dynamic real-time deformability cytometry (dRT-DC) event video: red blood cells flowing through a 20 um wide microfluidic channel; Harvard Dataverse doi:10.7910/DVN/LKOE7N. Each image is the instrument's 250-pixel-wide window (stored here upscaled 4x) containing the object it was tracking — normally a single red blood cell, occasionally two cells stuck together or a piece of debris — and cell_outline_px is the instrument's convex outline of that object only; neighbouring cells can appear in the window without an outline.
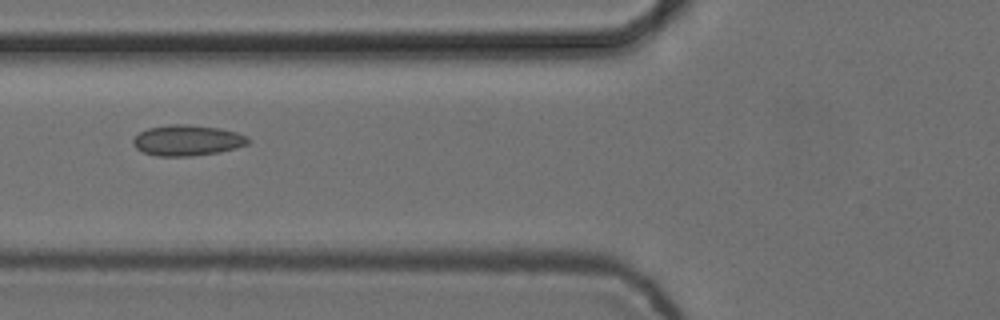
{"species": "common noctule bat (a hibernating species)", "species_latin": "Nyctalus noctula", "temperature_condition": "cold", "stored_images_in_passage": 8, "camera_frame_rate_fps": 3000, "um_per_image_px": 0.085, "animal": {"sex": "female", "body_mass_g": 24.6, "forearm_length_mm": 56.2}, "frame": {"image": 1, "passage_image": 6, "time_ms": 1.667, "image_size_px": [1000, 320], "cell_outline_px": [[252, 140], [248, 144], [236, 148], [220, 152], [192, 156], [156, 156], [144, 152], [136, 148], [132, 144], [132, 140], [140, 132], [148, 128], [168, 124], [188, 124], [220, 128], [236, 132], [248, 136]], "centroid_in_image_um": [15.95, 11.93], "position_along_channel_um": 109.9, "area_um2": 20.81}}
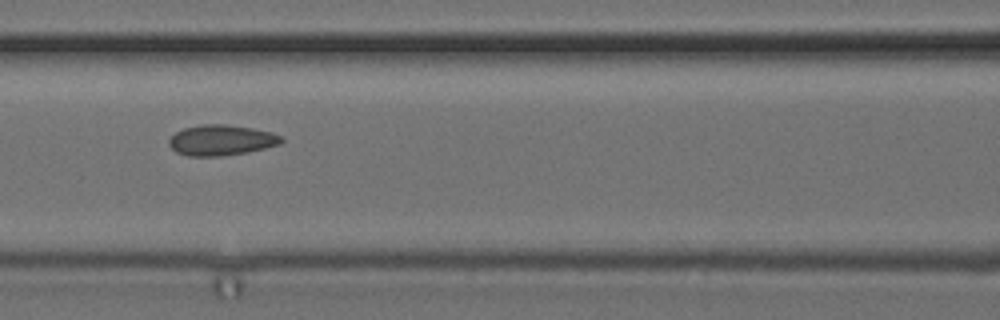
{"frame": {"image": 2, "passage_image": 7, "time_ms": 2.0, "image_size_px": [1000, 320], "cell_outline_px": [[284, 140], [280, 144], [248, 152], [220, 156], [188, 156], [176, 152], [168, 144], [168, 140], [176, 132], [184, 128], [200, 124], [228, 124], [252, 128], [272, 132], [280, 136]], "centroid_in_image_um": [18.8, 11.91], "position_along_channel_um": 147.8, "area_um2": 20.06}}
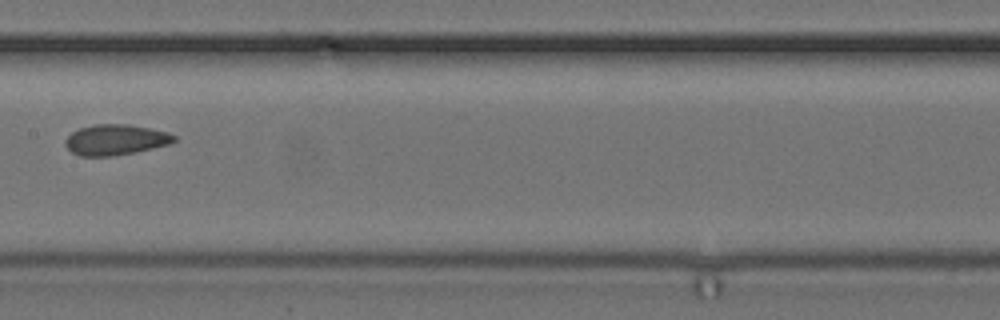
{"frame": {"image": 3, "passage_image": 8, "time_ms": 2.333, "image_size_px": [1000, 320], "cell_outline_px": [[176, 140], [168, 144], [136, 152], [112, 156], [80, 156], [72, 152], [64, 144], [64, 140], [72, 132], [80, 128], [96, 124], [128, 124], [168, 132], [176, 136]], "centroid_in_image_um": [9.8, 11.88], "position_along_channel_um": 197.6, "area_um2": 19.31}}